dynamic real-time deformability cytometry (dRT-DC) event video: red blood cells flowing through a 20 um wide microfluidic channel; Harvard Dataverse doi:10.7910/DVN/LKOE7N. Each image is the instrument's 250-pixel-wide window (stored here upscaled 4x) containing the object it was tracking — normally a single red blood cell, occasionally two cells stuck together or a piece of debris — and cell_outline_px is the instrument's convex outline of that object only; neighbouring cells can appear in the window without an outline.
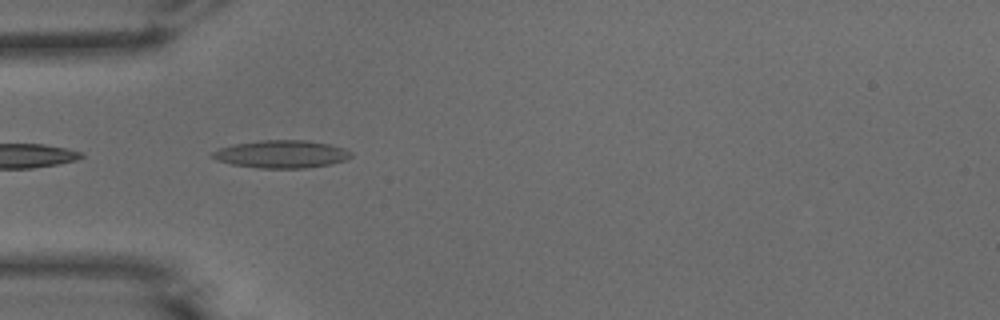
{"species": "common noctule bat (a hibernating species)", "species_latin": "Nyctalus noctula", "temperature_condition": "warm", "stored_images_in_passage": 4, "camera_frame_rate_fps": 3000, "um_per_image_px": 0.085, "animal": {"sex": "male", "body_mass_g": 15.6}, "frame": {"image": 1, "passage_image": 2, "time_ms": 0.333, "image_size_px": [1000, 320], "cell_outline_px": [[352, 156], [344, 160], [328, 164], [304, 168], [260, 168], [232, 164], [216, 160], [208, 156], [212, 152], [220, 148], [232, 144], [260, 140], [308, 140], [328, 144], [344, 148], [352, 152]], "centroid_in_image_um": [23.88, 13.09], "position_along_channel_um": 61.1, "area_um2": 22.37}}